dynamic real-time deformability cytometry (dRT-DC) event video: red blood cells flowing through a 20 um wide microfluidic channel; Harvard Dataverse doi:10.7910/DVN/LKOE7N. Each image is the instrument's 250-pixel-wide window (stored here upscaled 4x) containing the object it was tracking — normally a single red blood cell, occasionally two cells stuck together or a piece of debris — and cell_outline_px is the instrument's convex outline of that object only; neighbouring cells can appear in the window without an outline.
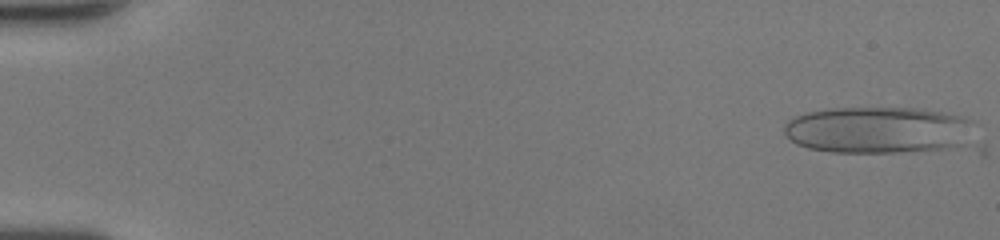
{"species": "human", "species_latin": "Homo sapiens", "temperature_condition": "room temperature", "stored_images_in_passage": 49, "camera_frame_rate_fps": 3000, "um_per_image_px": 0.085, "donor": {"sex": "female"}, "frame": {"image": 1, "passage_image": 1, "time_ms": 0.0, "image_size_px": [1000, 240], "cell_outline_px": [[976, 120], [964, 144], [944, 148], [900, 152], [832, 152], [808, 148], [796, 144], [784, 132], [784, 124], [792, 116], [804, 112], [828, 108], [924, 108], [964, 116]], "centroid_in_image_um": [74.62, 11.02], "position_along_channel_um": 10.4, "area_um2": 52.14}}
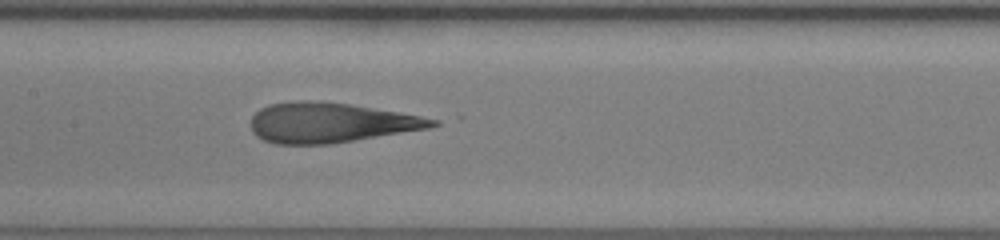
{"frame": {"image": 2, "passage_image": 25, "time_ms": 8.0, "image_size_px": [1000, 240], "cell_outline_px": [[440, 124], [428, 128], [332, 144], [276, 144], [264, 140], [256, 136], [252, 132], [252, 116], [260, 108], [268, 104], [296, 100], [320, 100], [348, 104], [400, 112], [440, 120]], "centroid_in_image_um": [28.07, 10.42], "position_along_channel_um": 179.3, "area_um2": 42.37}}
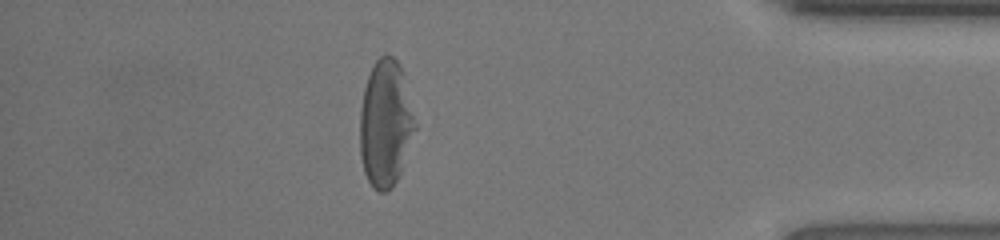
{"frame": {"image": 3, "passage_image": 43, "time_ms": 14.0, "image_size_px": [1000, 240], "cell_outline_px": [[416, 128], [400, 172], [392, 188], [388, 192], [380, 192], [372, 188], [364, 172], [360, 156], [360, 108], [364, 88], [368, 76], [376, 60], [380, 56], [392, 56], [400, 64], [404, 76], [416, 124]], "centroid_in_image_um": [32.75, 10.52], "position_along_channel_um": 402.4, "area_um2": 40.63}, "authors_computed_cell_mechanics": {"area_um2": 43.928, "velocity_mm_per_s": 4.2918, "shape_relaxation_time_tau1_ms": 10.7497, "shape_relaxation_time_tau2_ms": 1.1435, "deformation_change_tau1": 0.3636, "deformation_change_tau2": 0.1173}}